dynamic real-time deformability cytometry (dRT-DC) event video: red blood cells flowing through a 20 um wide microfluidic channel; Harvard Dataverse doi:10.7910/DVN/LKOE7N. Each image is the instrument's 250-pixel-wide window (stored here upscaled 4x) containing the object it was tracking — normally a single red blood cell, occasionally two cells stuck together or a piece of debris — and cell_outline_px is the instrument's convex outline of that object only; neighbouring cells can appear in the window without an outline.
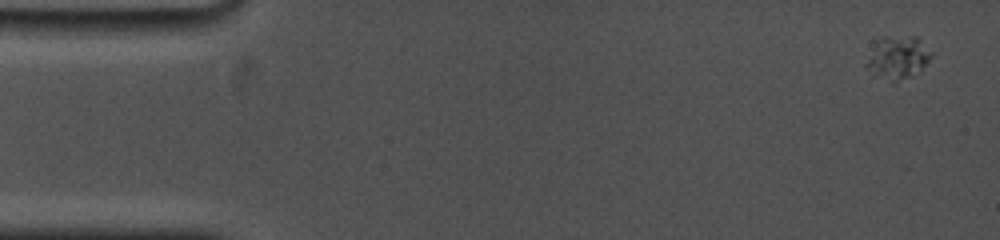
{"species": "common noctule bat (a hibernating species)", "species_latin": "Nyctalus noctula", "temperature_condition": "cold", "stored_images_in_passage": 23, "camera_frame_rate_fps": 5000, "um_per_image_px": 0.085, "animal": {"sex": "female", "body_mass_g": 19.0, "forearm_length_mm": 53.3}, "frame": {"image": 1, "passage_image": 1, "time_ms": 0.0, "image_size_px": [1000, 240], "cell_outline_px": [[932, 56], [912, 76], [896, 84], [892, 84], [872, 76], [864, 68], [864, 64], [872, 40], [884, 36], [916, 36], [932, 52]], "centroid_in_image_um": [76.17, 4.92], "position_along_channel_um": 8.8, "area_um2": 17.22}}